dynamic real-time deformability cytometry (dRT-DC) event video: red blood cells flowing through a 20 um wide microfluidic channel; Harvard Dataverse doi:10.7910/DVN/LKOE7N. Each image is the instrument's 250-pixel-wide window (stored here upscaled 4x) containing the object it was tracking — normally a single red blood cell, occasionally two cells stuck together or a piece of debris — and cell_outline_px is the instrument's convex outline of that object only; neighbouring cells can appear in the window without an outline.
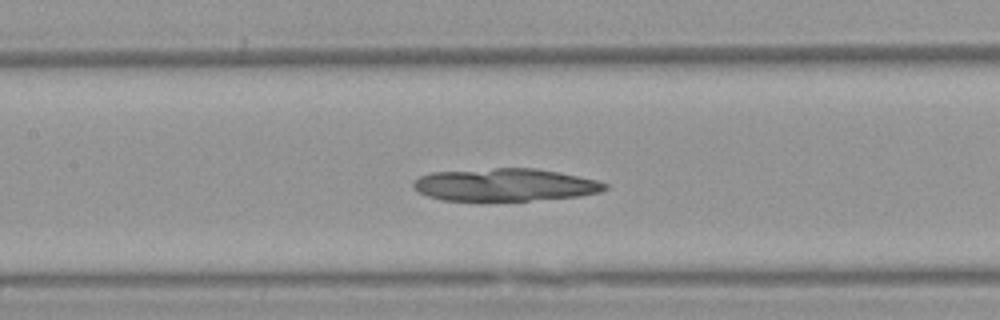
{"species": "Egyptian fruit bat (a non-hibernating species)", "species_latin": "Rousettus aegyptiacus", "temperature_condition": "warm", "stored_images_in_passage": 41, "camera_frame_rate_fps": 3000, "um_per_image_px": 0.085, "animal": {"sex": "female"}, "frame": {"image": 1, "passage_image": 13, "time_ms": 4.0, "image_size_px": [1000, 320], "cell_outline_px": [[608, 188], [600, 192], [580, 196], [528, 200], [444, 200], [428, 196], [420, 192], [412, 184], [412, 180], [420, 176], [432, 172], [496, 168], [536, 168], [560, 172], [596, 180], [608, 184]], "centroid_in_image_um": [42.94, 15.7], "position_along_channel_um": 164.5, "area_um2": 36.18}}
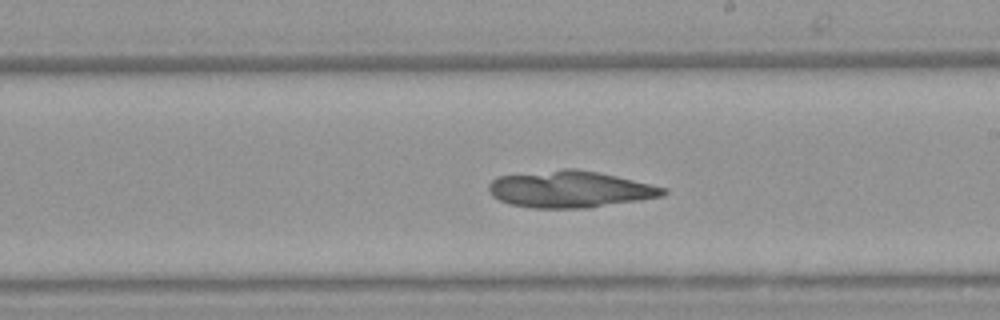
{"frame": {"image": 2, "passage_image": 19, "time_ms": 6.0, "image_size_px": [1000, 320], "cell_outline_px": [[668, 192], [664, 196], [640, 200], [588, 208], [532, 208], [512, 204], [500, 200], [492, 196], [488, 192], [488, 184], [496, 176], [564, 168], [576, 168], [616, 176], [668, 188]], "centroid_in_image_um": [48.44, 16.08], "position_along_channel_um": 240.6, "area_um2": 37.51}}
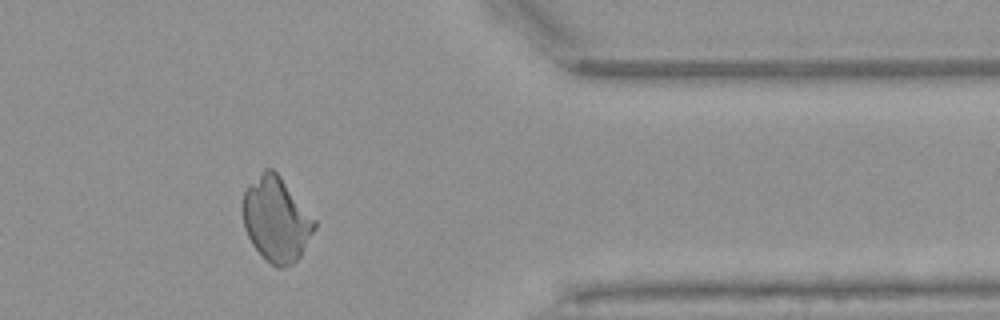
{"frame": {"image": 3, "passage_image": 32, "time_ms": 10.333, "image_size_px": [1000, 320], "cell_outline_px": [[316, 228], [300, 256], [292, 264], [284, 268], [280, 268], [272, 264], [252, 244], [244, 228], [240, 208], [240, 204], [244, 192], [264, 168], [272, 168], [280, 176], [316, 220]], "centroid_in_image_um": [23.46, 18.64], "position_along_channel_um": 387.9, "area_um2": 35.26}}